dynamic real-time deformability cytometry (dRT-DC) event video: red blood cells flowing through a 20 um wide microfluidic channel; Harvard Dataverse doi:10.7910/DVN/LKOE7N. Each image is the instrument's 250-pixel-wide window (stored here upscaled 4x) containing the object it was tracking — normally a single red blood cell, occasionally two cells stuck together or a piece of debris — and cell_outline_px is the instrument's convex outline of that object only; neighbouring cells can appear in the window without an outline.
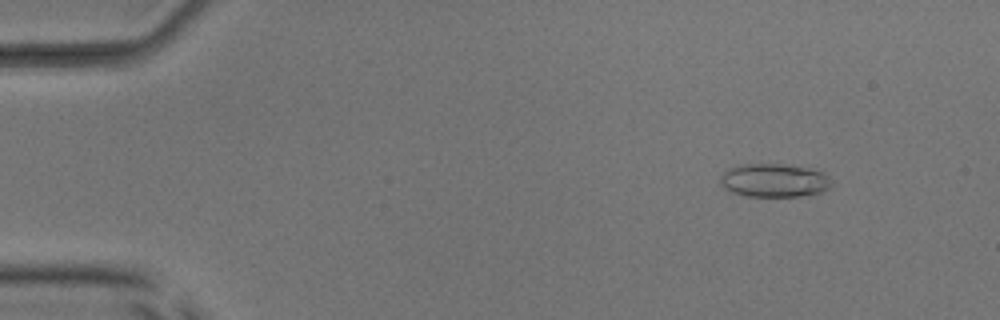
{"species": "common noctule bat (a hibernating species)", "species_latin": "Nyctalus noctula", "temperature_condition": "room temperature", "stored_images_in_passage": 52, "camera_frame_rate_fps": 3000, "um_per_image_px": 0.085, "animal": {"sex": "male", "body_mass_g": 17.9, "forearm_length_mm": 54.2}, "frame": {"image": 1, "passage_image": 6, "time_ms": 1.667, "image_size_px": [1000, 320], "cell_outline_px": [[832, 188], [820, 192], [800, 196], [748, 196], [732, 192], [724, 188], [720, 184], [720, 176], [728, 168], [740, 164], [780, 164], [808, 168], [820, 172], [828, 176], [832, 184]], "centroid_in_image_um": [65.78, 15.33], "position_along_channel_um": 19.2, "area_um2": 21.62}}
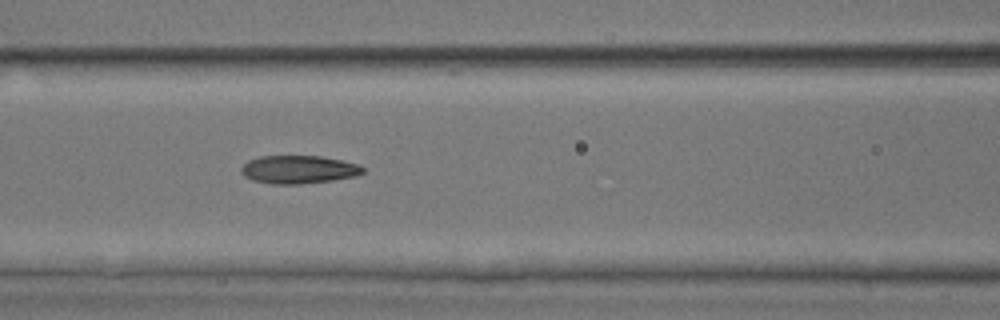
{"frame": {"image": 2, "passage_image": 23, "time_ms": 7.333, "image_size_px": [1000, 320], "cell_outline_px": [[364, 172], [356, 176], [332, 180], [300, 184], [272, 184], [252, 180], [244, 176], [240, 172], [240, 168], [248, 160], [260, 156], [320, 156], [340, 160], [356, 164], [364, 168]], "centroid_in_image_um": [25.33, 14.41], "position_along_channel_um": 141.3, "area_um2": 19.88}}
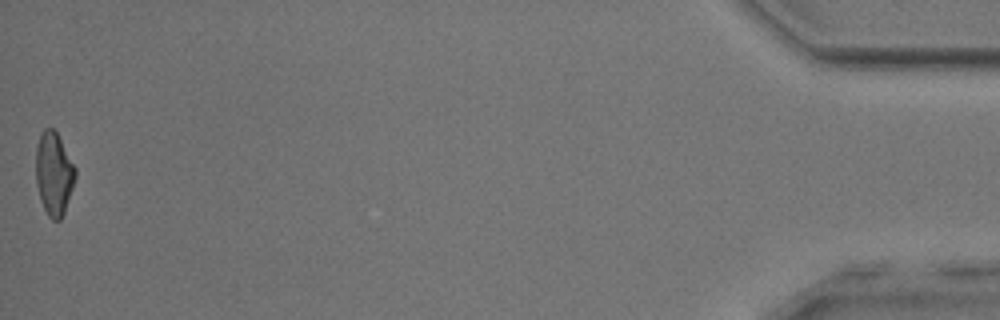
{"frame": {"image": 3, "passage_image": 52, "time_ms": 17.0, "image_size_px": [1000, 320], "cell_outline_px": [[76, 176], [64, 212], [60, 220], [52, 220], [48, 216], [40, 200], [36, 184], [36, 148], [40, 132], [44, 128], [52, 128], [56, 132], [76, 168]], "centroid_in_image_um": [4.56, 14.76], "position_along_channel_um": 430.6, "area_um2": 19.02}, "authors_computed_cell_mechanics": {"area_um2": 19.8832, "velocity_mm_per_s": 3.9797, "shape_relaxation_time_tau1_ms": 6.0192, "shape_relaxation_time_tau2_ms": 2.3053, "deformation_change_tau1": 0.2108, "deformation_change_tau2": 0.1031}}